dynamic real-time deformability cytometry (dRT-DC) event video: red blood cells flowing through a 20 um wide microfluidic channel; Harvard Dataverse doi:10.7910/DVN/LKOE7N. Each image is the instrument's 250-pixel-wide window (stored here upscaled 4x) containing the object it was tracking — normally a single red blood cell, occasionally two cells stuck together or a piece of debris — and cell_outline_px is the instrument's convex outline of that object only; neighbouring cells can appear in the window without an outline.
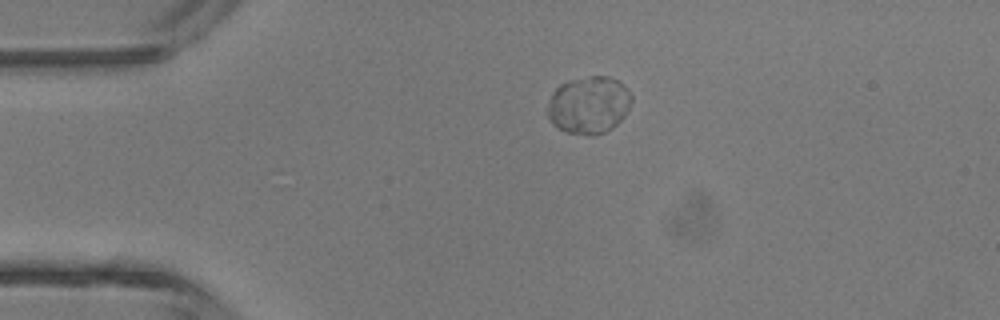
{"species": "common noctule bat (a hibernating species)", "species_latin": "Nyctalus noctula", "temperature_condition": "room temperature", "stored_images_in_passage": 38, "camera_frame_rate_fps": 3000, "um_per_image_px": 0.085, "animal": {"sex": "male", "body_mass_g": 13.3}, "frame": {"image": 1, "passage_image": 1, "time_ms": 0.0, "image_size_px": [1000, 320], "cell_outline_px": [[632, 100], [624, 116], [612, 128], [604, 132], [592, 136], [568, 132], [556, 128], [552, 124], [548, 116], [548, 104], [552, 92], [560, 84], [572, 80], [588, 76], [608, 76], [624, 84], [628, 88], [632, 96]], "centroid_in_image_um": [50.05, 8.92], "position_along_channel_um": 35.0, "area_um2": 28.15}}
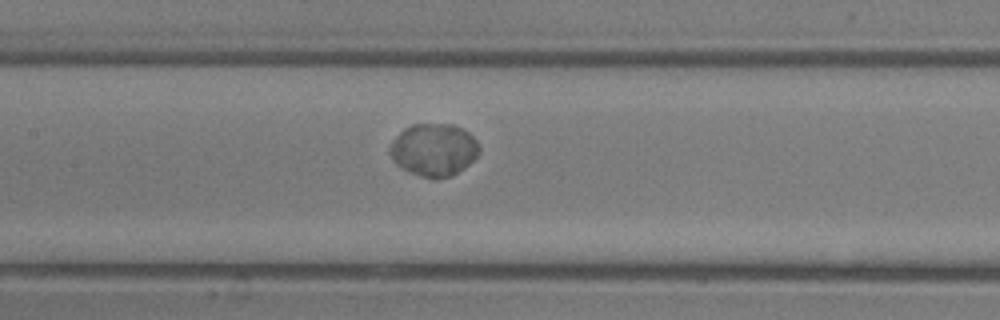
{"frame": {"image": 2, "passage_image": 13, "time_ms": 4.0, "image_size_px": [1000, 320], "cell_outline_px": [[480, 152], [464, 168], [448, 176], [420, 176], [396, 164], [388, 152], [388, 148], [392, 140], [404, 128], [412, 124], [452, 124], [464, 128], [476, 140], [480, 148]], "centroid_in_image_um": [36.86, 12.68], "position_along_channel_um": 170.5, "area_um2": 26.99}}
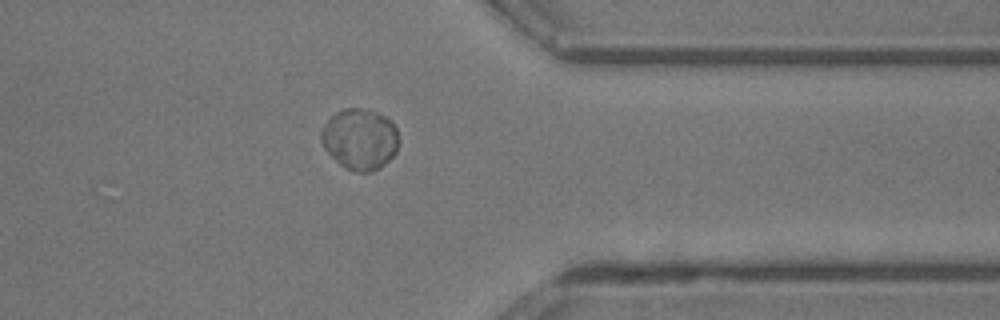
{"frame": {"image": 3, "passage_image": 28, "time_ms": 9.0, "image_size_px": [1000, 320], "cell_outline_px": [[396, 152], [384, 164], [372, 172], [356, 172], [340, 164], [324, 148], [320, 140], [320, 132], [324, 124], [336, 112], [344, 108], [360, 108], [376, 112], [392, 120], [396, 128]], "centroid_in_image_um": [30.56, 11.81], "position_along_channel_um": 380.8, "area_um2": 27.28}, "authors_computed_cell_mechanics": {"area_um2": 27.3394, "velocity_mm_per_s": 4.3949, "shape_relaxation_time_tau1_ms": 4.2845, "shape_relaxation_time_tau2_ms": null, "deformation_change_tau1": 0.0496, "deformation_change_tau2": null}}